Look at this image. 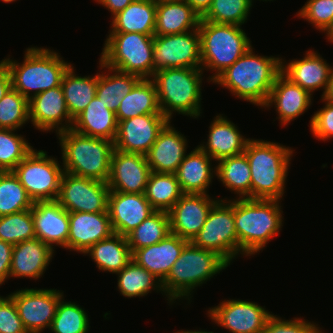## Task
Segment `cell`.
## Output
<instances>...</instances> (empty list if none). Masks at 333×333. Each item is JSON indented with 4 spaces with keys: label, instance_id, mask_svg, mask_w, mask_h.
Segmentation results:
<instances>
[{
    "label": "cell",
    "instance_id": "1",
    "mask_svg": "<svg viewBox=\"0 0 333 333\" xmlns=\"http://www.w3.org/2000/svg\"><path fill=\"white\" fill-rule=\"evenodd\" d=\"M282 71V58L259 56L251 47L212 82L244 101L263 107Z\"/></svg>",
    "mask_w": 333,
    "mask_h": 333
},
{
    "label": "cell",
    "instance_id": "2",
    "mask_svg": "<svg viewBox=\"0 0 333 333\" xmlns=\"http://www.w3.org/2000/svg\"><path fill=\"white\" fill-rule=\"evenodd\" d=\"M276 199H233L238 255H254L279 234L283 211Z\"/></svg>",
    "mask_w": 333,
    "mask_h": 333
},
{
    "label": "cell",
    "instance_id": "3",
    "mask_svg": "<svg viewBox=\"0 0 333 333\" xmlns=\"http://www.w3.org/2000/svg\"><path fill=\"white\" fill-rule=\"evenodd\" d=\"M292 148L265 140L250 139L243 152L251 171V199L281 200Z\"/></svg>",
    "mask_w": 333,
    "mask_h": 333
},
{
    "label": "cell",
    "instance_id": "4",
    "mask_svg": "<svg viewBox=\"0 0 333 333\" xmlns=\"http://www.w3.org/2000/svg\"><path fill=\"white\" fill-rule=\"evenodd\" d=\"M229 264L217 253L195 246L189 241L162 282L168 303L188 299L194 289L226 269ZM190 296V297H189Z\"/></svg>",
    "mask_w": 333,
    "mask_h": 333
},
{
    "label": "cell",
    "instance_id": "5",
    "mask_svg": "<svg viewBox=\"0 0 333 333\" xmlns=\"http://www.w3.org/2000/svg\"><path fill=\"white\" fill-rule=\"evenodd\" d=\"M3 60L9 69L12 87L28 100L61 86L63 75L71 65L59 53L43 47L27 48L22 64L9 57Z\"/></svg>",
    "mask_w": 333,
    "mask_h": 333
},
{
    "label": "cell",
    "instance_id": "6",
    "mask_svg": "<svg viewBox=\"0 0 333 333\" xmlns=\"http://www.w3.org/2000/svg\"><path fill=\"white\" fill-rule=\"evenodd\" d=\"M62 152L63 170L72 175L106 183L109 178L114 143L89 137L72 129L57 134Z\"/></svg>",
    "mask_w": 333,
    "mask_h": 333
},
{
    "label": "cell",
    "instance_id": "7",
    "mask_svg": "<svg viewBox=\"0 0 333 333\" xmlns=\"http://www.w3.org/2000/svg\"><path fill=\"white\" fill-rule=\"evenodd\" d=\"M202 74V68H169L153 74L161 112L169 121L173 112L201 116Z\"/></svg>",
    "mask_w": 333,
    "mask_h": 333
},
{
    "label": "cell",
    "instance_id": "8",
    "mask_svg": "<svg viewBox=\"0 0 333 333\" xmlns=\"http://www.w3.org/2000/svg\"><path fill=\"white\" fill-rule=\"evenodd\" d=\"M198 30L201 68L215 72L209 81H213L252 47L250 39L239 25L200 19Z\"/></svg>",
    "mask_w": 333,
    "mask_h": 333
},
{
    "label": "cell",
    "instance_id": "9",
    "mask_svg": "<svg viewBox=\"0 0 333 333\" xmlns=\"http://www.w3.org/2000/svg\"><path fill=\"white\" fill-rule=\"evenodd\" d=\"M153 48L154 36L135 32L109 33L99 60L106 67L151 79Z\"/></svg>",
    "mask_w": 333,
    "mask_h": 333
},
{
    "label": "cell",
    "instance_id": "10",
    "mask_svg": "<svg viewBox=\"0 0 333 333\" xmlns=\"http://www.w3.org/2000/svg\"><path fill=\"white\" fill-rule=\"evenodd\" d=\"M61 166L46 151L33 149L12 171L34 202L53 201L60 192Z\"/></svg>",
    "mask_w": 333,
    "mask_h": 333
},
{
    "label": "cell",
    "instance_id": "11",
    "mask_svg": "<svg viewBox=\"0 0 333 333\" xmlns=\"http://www.w3.org/2000/svg\"><path fill=\"white\" fill-rule=\"evenodd\" d=\"M191 242L197 247L217 253L230 265L238 256L233 200H218L212 206L203 227Z\"/></svg>",
    "mask_w": 333,
    "mask_h": 333
},
{
    "label": "cell",
    "instance_id": "12",
    "mask_svg": "<svg viewBox=\"0 0 333 333\" xmlns=\"http://www.w3.org/2000/svg\"><path fill=\"white\" fill-rule=\"evenodd\" d=\"M169 68H201L198 29L181 34L154 35L153 74Z\"/></svg>",
    "mask_w": 333,
    "mask_h": 333
},
{
    "label": "cell",
    "instance_id": "13",
    "mask_svg": "<svg viewBox=\"0 0 333 333\" xmlns=\"http://www.w3.org/2000/svg\"><path fill=\"white\" fill-rule=\"evenodd\" d=\"M107 183L63 172L57 201L69 212L108 211Z\"/></svg>",
    "mask_w": 333,
    "mask_h": 333
},
{
    "label": "cell",
    "instance_id": "14",
    "mask_svg": "<svg viewBox=\"0 0 333 333\" xmlns=\"http://www.w3.org/2000/svg\"><path fill=\"white\" fill-rule=\"evenodd\" d=\"M18 310L19 317L28 333H41L51 328L59 300L64 297L57 289L25 288L9 295Z\"/></svg>",
    "mask_w": 333,
    "mask_h": 333
},
{
    "label": "cell",
    "instance_id": "15",
    "mask_svg": "<svg viewBox=\"0 0 333 333\" xmlns=\"http://www.w3.org/2000/svg\"><path fill=\"white\" fill-rule=\"evenodd\" d=\"M208 315L230 333H262L274 314L256 302L230 299L209 308Z\"/></svg>",
    "mask_w": 333,
    "mask_h": 333
},
{
    "label": "cell",
    "instance_id": "16",
    "mask_svg": "<svg viewBox=\"0 0 333 333\" xmlns=\"http://www.w3.org/2000/svg\"><path fill=\"white\" fill-rule=\"evenodd\" d=\"M117 122L115 149L146 155L169 120L163 114H145Z\"/></svg>",
    "mask_w": 333,
    "mask_h": 333
},
{
    "label": "cell",
    "instance_id": "17",
    "mask_svg": "<svg viewBox=\"0 0 333 333\" xmlns=\"http://www.w3.org/2000/svg\"><path fill=\"white\" fill-rule=\"evenodd\" d=\"M151 172L145 155L114 149L106 183L110 191L144 194Z\"/></svg>",
    "mask_w": 333,
    "mask_h": 333
},
{
    "label": "cell",
    "instance_id": "18",
    "mask_svg": "<svg viewBox=\"0 0 333 333\" xmlns=\"http://www.w3.org/2000/svg\"><path fill=\"white\" fill-rule=\"evenodd\" d=\"M29 120L36 129L43 132L56 130L58 134L71 129L73 119L70 117L61 86L30 98Z\"/></svg>",
    "mask_w": 333,
    "mask_h": 333
},
{
    "label": "cell",
    "instance_id": "19",
    "mask_svg": "<svg viewBox=\"0 0 333 333\" xmlns=\"http://www.w3.org/2000/svg\"><path fill=\"white\" fill-rule=\"evenodd\" d=\"M209 194H183L168 211L171 233L192 241L199 233L212 206L219 200Z\"/></svg>",
    "mask_w": 333,
    "mask_h": 333
},
{
    "label": "cell",
    "instance_id": "20",
    "mask_svg": "<svg viewBox=\"0 0 333 333\" xmlns=\"http://www.w3.org/2000/svg\"><path fill=\"white\" fill-rule=\"evenodd\" d=\"M155 211L145 194L109 192L108 212L116 234L127 236Z\"/></svg>",
    "mask_w": 333,
    "mask_h": 333
},
{
    "label": "cell",
    "instance_id": "21",
    "mask_svg": "<svg viewBox=\"0 0 333 333\" xmlns=\"http://www.w3.org/2000/svg\"><path fill=\"white\" fill-rule=\"evenodd\" d=\"M109 212H69L67 249L85 253L93 244L113 234Z\"/></svg>",
    "mask_w": 333,
    "mask_h": 333
},
{
    "label": "cell",
    "instance_id": "22",
    "mask_svg": "<svg viewBox=\"0 0 333 333\" xmlns=\"http://www.w3.org/2000/svg\"><path fill=\"white\" fill-rule=\"evenodd\" d=\"M36 238L50 247L67 249L69 213L57 200L36 201L31 208Z\"/></svg>",
    "mask_w": 333,
    "mask_h": 333
},
{
    "label": "cell",
    "instance_id": "23",
    "mask_svg": "<svg viewBox=\"0 0 333 333\" xmlns=\"http://www.w3.org/2000/svg\"><path fill=\"white\" fill-rule=\"evenodd\" d=\"M169 121L160 131L145 157L152 172L175 174L187 155L186 137Z\"/></svg>",
    "mask_w": 333,
    "mask_h": 333
},
{
    "label": "cell",
    "instance_id": "24",
    "mask_svg": "<svg viewBox=\"0 0 333 333\" xmlns=\"http://www.w3.org/2000/svg\"><path fill=\"white\" fill-rule=\"evenodd\" d=\"M188 242V240L170 233L157 244L137 249L132 254V259L162 283Z\"/></svg>",
    "mask_w": 333,
    "mask_h": 333
},
{
    "label": "cell",
    "instance_id": "25",
    "mask_svg": "<svg viewBox=\"0 0 333 333\" xmlns=\"http://www.w3.org/2000/svg\"><path fill=\"white\" fill-rule=\"evenodd\" d=\"M284 61V62H283ZM282 60L281 73L288 78L293 84L299 85L302 89L311 94L318 89H324L326 92L330 78L332 66L313 50L306 51L304 58L292 59L285 64Z\"/></svg>",
    "mask_w": 333,
    "mask_h": 333
},
{
    "label": "cell",
    "instance_id": "26",
    "mask_svg": "<svg viewBox=\"0 0 333 333\" xmlns=\"http://www.w3.org/2000/svg\"><path fill=\"white\" fill-rule=\"evenodd\" d=\"M311 95L313 96L299 85L293 84L281 73L276 78L263 107L269 108L274 104L281 125H287L290 121L304 114L311 106L313 100Z\"/></svg>",
    "mask_w": 333,
    "mask_h": 333
},
{
    "label": "cell",
    "instance_id": "27",
    "mask_svg": "<svg viewBox=\"0 0 333 333\" xmlns=\"http://www.w3.org/2000/svg\"><path fill=\"white\" fill-rule=\"evenodd\" d=\"M54 248L33 238L15 244L12 250L10 276L39 279L53 258Z\"/></svg>",
    "mask_w": 333,
    "mask_h": 333
},
{
    "label": "cell",
    "instance_id": "28",
    "mask_svg": "<svg viewBox=\"0 0 333 333\" xmlns=\"http://www.w3.org/2000/svg\"><path fill=\"white\" fill-rule=\"evenodd\" d=\"M207 143L198 145L213 160L243 154L250 138H244L237 126L223 114L215 117L209 126Z\"/></svg>",
    "mask_w": 333,
    "mask_h": 333
},
{
    "label": "cell",
    "instance_id": "29",
    "mask_svg": "<svg viewBox=\"0 0 333 333\" xmlns=\"http://www.w3.org/2000/svg\"><path fill=\"white\" fill-rule=\"evenodd\" d=\"M212 160L199 146L185 156L175 173L183 194H207L216 174Z\"/></svg>",
    "mask_w": 333,
    "mask_h": 333
},
{
    "label": "cell",
    "instance_id": "30",
    "mask_svg": "<svg viewBox=\"0 0 333 333\" xmlns=\"http://www.w3.org/2000/svg\"><path fill=\"white\" fill-rule=\"evenodd\" d=\"M117 119L115 112L95 96L88 106L73 119L71 129L79 134L104 138L114 142L117 134Z\"/></svg>",
    "mask_w": 333,
    "mask_h": 333
},
{
    "label": "cell",
    "instance_id": "31",
    "mask_svg": "<svg viewBox=\"0 0 333 333\" xmlns=\"http://www.w3.org/2000/svg\"><path fill=\"white\" fill-rule=\"evenodd\" d=\"M199 15L185 0L157 3L155 36L181 34L198 29Z\"/></svg>",
    "mask_w": 333,
    "mask_h": 333
},
{
    "label": "cell",
    "instance_id": "32",
    "mask_svg": "<svg viewBox=\"0 0 333 333\" xmlns=\"http://www.w3.org/2000/svg\"><path fill=\"white\" fill-rule=\"evenodd\" d=\"M156 5L153 0H134L112 17L110 33H143L154 36Z\"/></svg>",
    "mask_w": 333,
    "mask_h": 333
},
{
    "label": "cell",
    "instance_id": "33",
    "mask_svg": "<svg viewBox=\"0 0 333 333\" xmlns=\"http://www.w3.org/2000/svg\"><path fill=\"white\" fill-rule=\"evenodd\" d=\"M83 254H89L99 270L113 274L120 272L132 259L127 237L116 233L93 244Z\"/></svg>",
    "mask_w": 333,
    "mask_h": 333
},
{
    "label": "cell",
    "instance_id": "34",
    "mask_svg": "<svg viewBox=\"0 0 333 333\" xmlns=\"http://www.w3.org/2000/svg\"><path fill=\"white\" fill-rule=\"evenodd\" d=\"M145 114H162L156 87L151 79H141L123 97L115 116L117 121H122Z\"/></svg>",
    "mask_w": 333,
    "mask_h": 333
},
{
    "label": "cell",
    "instance_id": "35",
    "mask_svg": "<svg viewBox=\"0 0 333 333\" xmlns=\"http://www.w3.org/2000/svg\"><path fill=\"white\" fill-rule=\"evenodd\" d=\"M74 66L70 65L64 73L61 87L70 117L74 119L96 96L98 72L95 76H76Z\"/></svg>",
    "mask_w": 333,
    "mask_h": 333
},
{
    "label": "cell",
    "instance_id": "36",
    "mask_svg": "<svg viewBox=\"0 0 333 333\" xmlns=\"http://www.w3.org/2000/svg\"><path fill=\"white\" fill-rule=\"evenodd\" d=\"M100 69H108V74H98V84L96 96L101 99V102L106 108L116 113L121 100L125 97L133 87L141 80L140 77L120 72L118 70L106 67L100 60ZM111 72L113 74H111Z\"/></svg>",
    "mask_w": 333,
    "mask_h": 333
},
{
    "label": "cell",
    "instance_id": "37",
    "mask_svg": "<svg viewBox=\"0 0 333 333\" xmlns=\"http://www.w3.org/2000/svg\"><path fill=\"white\" fill-rule=\"evenodd\" d=\"M217 179L230 191L239 195V198L251 199V171L246 155L225 157L217 161Z\"/></svg>",
    "mask_w": 333,
    "mask_h": 333
},
{
    "label": "cell",
    "instance_id": "38",
    "mask_svg": "<svg viewBox=\"0 0 333 333\" xmlns=\"http://www.w3.org/2000/svg\"><path fill=\"white\" fill-rule=\"evenodd\" d=\"M144 194L156 211L168 212L183 192L175 174L151 172Z\"/></svg>",
    "mask_w": 333,
    "mask_h": 333
},
{
    "label": "cell",
    "instance_id": "39",
    "mask_svg": "<svg viewBox=\"0 0 333 333\" xmlns=\"http://www.w3.org/2000/svg\"><path fill=\"white\" fill-rule=\"evenodd\" d=\"M116 274L118 275V291L124 297H143L151 290L163 292L161 281L139 266L133 259Z\"/></svg>",
    "mask_w": 333,
    "mask_h": 333
},
{
    "label": "cell",
    "instance_id": "40",
    "mask_svg": "<svg viewBox=\"0 0 333 333\" xmlns=\"http://www.w3.org/2000/svg\"><path fill=\"white\" fill-rule=\"evenodd\" d=\"M170 233L169 213L166 211H155L126 237L130 251L133 254L137 249L157 244Z\"/></svg>",
    "mask_w": 333,
    "mask_h": 333
},
{
    "label": "cell",
    "instance_id": "41",
    "mask_svg": "<svg viewBox=\"0 0 333 333\" xmlns=\"http://www.w3.org/2000/svg\"><path fill=\"white\" fill-rule=\"evenodd\" d=\"M34 201L13 171L0 172V217L33 207Z\"/></svg>",
    "mask_w": 333,
    "mask_h": 333
},
{
    "label": "cell",
    "instance_id": "42",
    "mask_svg": "<svg viewBox=\"0 0 333 333\" xmlns=\"http://www.w3.org/2000/svg\"><path fill=\"white\" fill-rule=\"evenodd\" d=\"M59 300L56 315L53 318L51 332L54 333H88L89 318L84 308L75 302Z\"/></svg>",
    "mask_w": 333,
    "mask_h": 333
},
{
    "label": "cell",
    "instance_id": "43",
    "mask_svg": "<svg viewBox=\"0 0 333 333\" xmlns=\"http://www.w3.org/2000/svg\"><path fill=\"white\" fill-rule=\"evenodd\" d=\"M253 0H213L208 11L201 17L214 23L241 26L247 21Z\"/></svg>",
    "mask_w": 333,
    "mask_h": 333
},
{
    "label": "cell",
    "instance_id": "44",
    "mask_svg": "<svg viewBox=\"0 0 333 333\" xmlns=\"http://www.w3.org/2000/svg\"><path fill=\"white\" fill-rule=\"evenodd\" d=\"M29 121V100L11 87L0 100V128L17 130Z\"/></svg>",
    "mask_w": 333,
    "mask_h": 333
},
{
    "label": "cell",
    "instance_id": "45",
    "mask_svg": "<svg viewBox=\"0 0 333 333\" xmlns=\"http://www.w3.org/2000/svg\"><path fill=\"white\" fill-rule=\"evenodd\" d=\"M36 238L31 209L0 217V240L12 245Z\"/></svg>",
    "mask_w": 333,
    "mask_h": 333
},
{
    "label": "cell",
    "instance_id": "46",
    "mask_svg": "<svg viewBox=\"0 0 333 333\" xmlns=\"http://www.w3.org/2000/svg\"><path fill=\"white\" fill-rule=\"evenodd\" d=\"M15 131L0 128V171H12L33 150Z\"/></svg>",
    "mask_w": 333,
    "mask_h": 333
},
{
    "label": "cell",
    "instance_id": "47",
    "mask_svg": "<svg viewBox=\"0 0 333 333\" xmlns=\"http://www.w3.org/2000/svg\"><path fill=\"white\" fill-rule=\"evenodd\" d=\"M316 29L328 32L333 26V0H308L297 13Z\"/></svg>",
    "mask_w": 333,
    "mask_h": 333
},
{
    "label": "cell",
    "instance_id": "48",
    "mask_svg": "<svg viewBox=\"0 0 333 333\" xmlns=\"http://www.w3.org/2000/svg\"><path fill=\"white\" fill-rule=\"evenodd\" d=\"M318 324L305 321V319L293 318V320H283L277 315H273L267 322L262 333H324Z\"/></svg>",
    "mask_w": 333,
    "mask_h": 333
},
{
    "label": "cell",
    "instance_id": "49",
    "mask_svg": "<svg viewBox=\"0 0 333 333\" xmlns=\"http://www.w3.org/2000/svg\"><path fill=\"white\" fill-rule=\"evenodd\" d=\"M0 333H28L13 299L0 296Z\"/></svg>",
    "mask_w": 333,
    "mask_h": 333
},
{
    "label": "cell",
    "instance_id": "50",
    "mask_svg": "<svg viewBox=\"0 0 333 333\" xmlns=\"http://www.w3.org/2000/svg\"><path fill=\"white\" fill-rule=\"evenodd\" d=\"M325 102V106L316 111L310 120V130L314 137L322 141L333 138V103Z\"/></svg>",
    "mask_w": 333,
    "mask_h": 333
},
{
    "label": "cell",
    "instance_id": "51",
    "mask_svg": "<svg viewBox=\"0 0 333 333\" xmlns=\"http://www.w3.org/2000/svg\"><path fill=\"white\" fill-rule=\"evenodd\" d=\"M13 246L11 243L0 240V285L10 279V266Z\"/></svg>",
    "mask_w": 333,
    "mask_h": 333
},
{
    "label": "cell",
    "instance_id": "52",
    "mask_svg": "<svg viewBox=\"0 0 333 333\" xmlns=\"http://www.w3.org/2000/svg\"><path fill=\"white\" fill-rule=\"evenodd\" d=\"M12 87L9 69L4 60L0 61V100Z\"/></svg>",
    "mask_w": 333,
    "mask_h": 333
},
{
    "label": "cell",
    "instance_id": "53",
    "mask_svg": "<svg viewBox=\"0 0 333 333\" xmlns=\"http://www.w3.org/2000/svg\"><path fill=\"white\" fill-rule=\"evenodd\" d=\"M103 7H106L113 16L124 10L134 0H95Z\"/></svg>",
    "mask_w": 333,
    "mask_h": 333
},
{
    "label": "cell",
    "instance_id": "54",
    "mask_svg": "<svg viewBox=\"0 0 333 333\" xmlns=\"http://www.w3.org/2000/svg\"><path fill=\"white\" fill-rule=\"evenodd\" d=\"M201 18L210 8L213 0H185Z\"/></svg>",
    "mask_w": 333,
    "mask_h": 333
},
{
    "label": "cell",
    "instance_id": "55",
    "mask_svg": "<svg viewBox=\"0 0 333 333\" xmlns=\"http://www.w3.org/2000/svg\"><path fill=\"white\" fill-rule=\"evenodd\" d=\"M321 100L333 103V68L331 70L330 78L328 81V86L326 92L321 96Z\"/></svg>",
    "mask_w": 333,
    "mask_h": 333
},
{
    "label": "cell",
    "instance_id": "56",
    "mask_svg": "<svg viewBox=\"0 0 333 333\" xmlns=\"http://www.w3.org/2000/svg\"><path fill=\"white\" fill-rule=\"evenodd\" d=\"M175 333H214V332H212V331L207 332V331H203V330L202 331L201 330H199V331L198 330L197 331L196 330H194V331H192V330L182 331L181 330V331H177Z\"/></svg>",
    "mask_w": 333,
    "mask_h": 333
},
{
    "label": "cell",
    "instance_id": "57",
    "mask_svg": "<svg viewBox=\"0 0 333 333\" xmlns=\"http://www.w3.org/2000/svg\"><path fill=\"white\" fill-rule=\"evenodd\" d=\"M326 34L328 41L333 42V26L329 29V31Z\"/></svg>",
    "mask_w": 333,
    "mask_h": 333
},
{
    "label": "cell",
    "instance_id": "58",
    "mask_svg": "<svg viewBox=\"0 0 333 333\" xmlns=\"http://www.w3.org/2000/svg\"><path fill=\"white\" fill-rule=\"evenodd\" d=\"M155 3H162V2H170V1H178V0H153Z\"/></svg>",
    "mask_w": 333,
    "mask_h": 333
},
{
    "label": "cell",
    "instance_id": "59",
    "mask_svg": "<svg viewBox=\"0 0 333 333\" xmlns=\"http://www.w3.org/2000/svg\"><path fill=\"white\" fill-rule=\"evenodd\" d=\"M13 1H16V0H2V2H5V3H11Z\"/></svg>",
    "mask_w": 333,
    "mask_h": 333
}]
</instances>
